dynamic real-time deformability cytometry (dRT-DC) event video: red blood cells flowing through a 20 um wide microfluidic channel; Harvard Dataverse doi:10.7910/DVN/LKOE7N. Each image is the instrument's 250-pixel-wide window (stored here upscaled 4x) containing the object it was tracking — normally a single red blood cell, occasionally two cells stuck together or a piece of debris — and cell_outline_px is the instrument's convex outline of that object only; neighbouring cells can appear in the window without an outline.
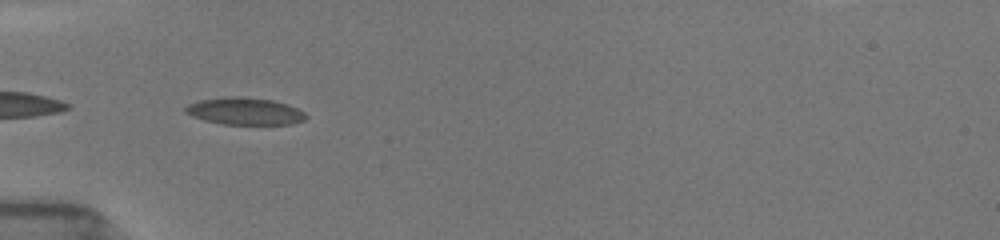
{"species": "common noctule bat (a hibernating species)", "species_latin": "Nyctalus noctula", "temperature_condition": "room temperature", "stored_images_in_passage": 10, "camera_frame_rate_fps": 3000, "um_per_image_px": 0.085, "animal": {"sex": "female", "body_mass_g": 19.5, "forearm_length_mm": 54.1}, "frame": {"image": 1, "passage_image": 1, "time_ms": 0.0, "image_size_px": [1000, 240], "cell_outline_px": [[308, 116], [304, 120], [292, 124], [220, 124], [204, 120], [192, 116], [184, 112], [184, 108], [188, 104], [200, 100], [224, 96], [240, 96], [272, 100], [288, 104], [304, 112]], "centroid_in_image_um": [20.79, 9.45], "position_along_channel_um": 64.2, "area_um2": 19.19}}
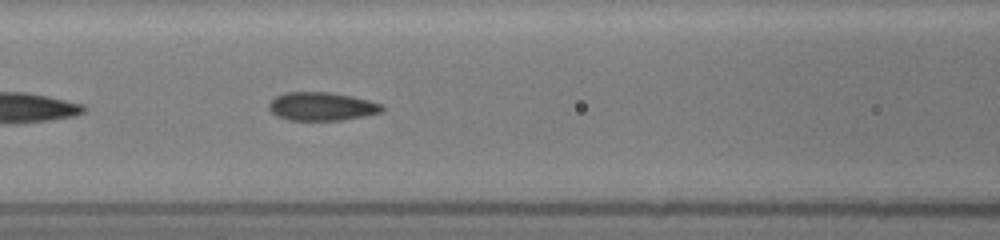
{"frame": {"image": 2, "passage_image": 7, "time_ms": 2.0, "image_size_px": [1000, 240], "cell_outline_px": [[384, 108], [380, 112], [364, 116], [344, 120], [288, 120], [276, 116], [268, 108], [268, 104], [276, 96], [284, 92], [328, 92], [352, 96], [384, 104]], "centroid_in_image_um": [27.34, 9.05], "position_along_channel_um": 139.3, "area_um2": 18.79}}
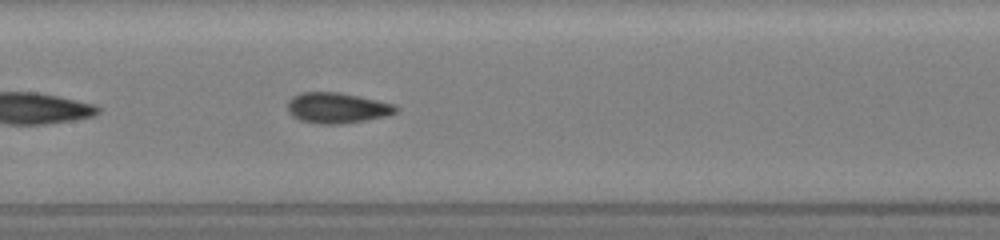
{"frame": {"image": 3, "passage_image": 10, "time_ms": 3.0, "image_size_px": [1000, 240], "cell_outline_px": [[400, 108], [396, 112], [388, 116], [340, 124], [316, 124], [300, 120], [292, 116], [288, 112], [288, 100], [292, 96], [300, 92], [340, 92], [396, 104]], "centroid_in_image_um": [28.65, 9.17], "position_along_channel_um": 178.7, "area_um2": 19.54}}